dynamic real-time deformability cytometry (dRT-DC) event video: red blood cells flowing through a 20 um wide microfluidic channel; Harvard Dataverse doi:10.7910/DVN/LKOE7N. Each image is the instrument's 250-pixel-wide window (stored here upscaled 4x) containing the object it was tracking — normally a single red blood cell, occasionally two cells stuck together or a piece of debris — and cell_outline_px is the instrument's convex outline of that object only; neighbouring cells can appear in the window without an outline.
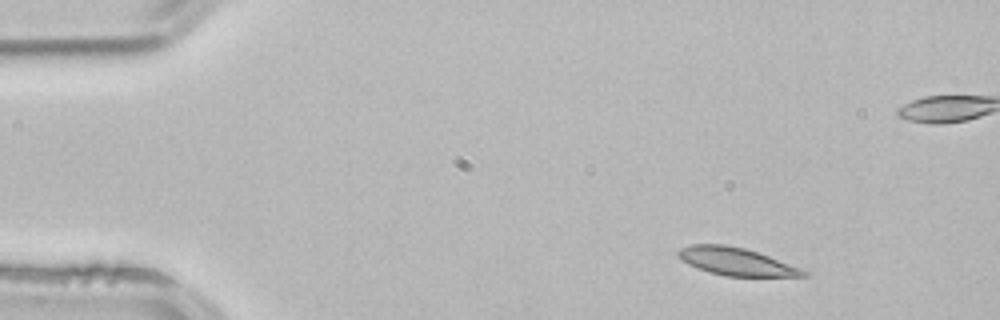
{"species": "common noctule bat (a hibernating species)", "species_latin": "Nyctalus noctula", "temperature_condition": "room temperature", "stored_images_in_passage": 4, "camera_frame_rate_fps": 3000, "um_per_image_px": 0.085, "animal": {"sex": "male", "body_mass_g": 21.5, "forearm_length_mm": 52.0}, "frame": {"image": 1, "passage_image": 1, "time_ms": 0.0, "image_size_px": [1000, 320], "cell_outline_px": [[808, 276], [724, 276], [708, 272], [696, 268], [680, 260], [676, 256], [676, 252], [680, 248], [688, 244], [724, 244], [744, 248], [768, 256], [800, 268], [808, 272]], "centroid_in_image_um": [62.48, 22.22], "position_along_channel_um": 22.5, "area_um2": 20.23}}